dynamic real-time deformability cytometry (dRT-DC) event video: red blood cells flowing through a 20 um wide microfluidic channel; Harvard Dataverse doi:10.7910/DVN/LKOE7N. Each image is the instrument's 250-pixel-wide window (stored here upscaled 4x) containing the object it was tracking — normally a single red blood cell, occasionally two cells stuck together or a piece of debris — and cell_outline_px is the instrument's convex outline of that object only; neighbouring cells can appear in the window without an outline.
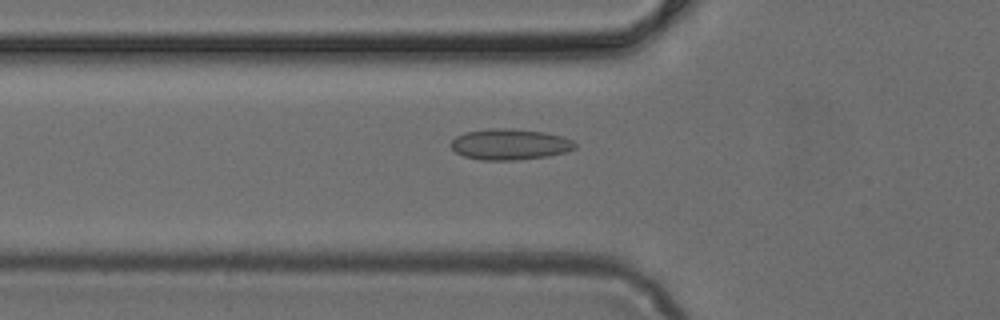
{"species": "common noctule bat (a hibernating species)", "species_latin": "Nyctalus noctula", "temperature_condition": "cold", "stored_images_in_passage": 49, "camera_frame_rate_fps": 3000, "um_per_image_px": 0.085, "animal": {"sex": "female", "body_mass_g": 24.6, "forearm_length_mm": 56.2}, "frame": {"image": 1, "passage_image": 17, "time_ms": 5.333, "image_size_px": [1000, 320], "cell_outline_px": [[576, 148], [568, 152], [548, 156], [516, 160], [480, 160], [464, 156], [456, 152], [448, 144], [456, 136], [464, 132], [492, 128], [512, 128], [544, 132], [560, 136], [572, 140], [576, 144]], "centroid_in_image_um": [43.32, 12.27], "position_along_channel_um": 82.5, "area_um2": 22.54}}
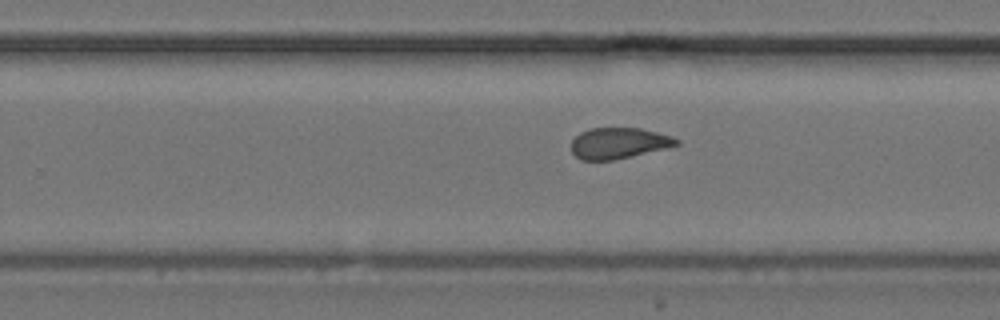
{"frame": {"image": 2, "passage_image": 31, "time_ms": 10.0, "image_size_px": [1000, 320], "cell_outline_px": [[680, 144], [664, 148], [612, 160], [580, 160], [572, 152], [572, 140], [580, 132], [588, 128], [640, 128], [672, 136], [680, 140]], "centroid_in_image_um": [52.56, 12.15], "position_along_channel_um": 277.2, "area_um2": 18.79}}
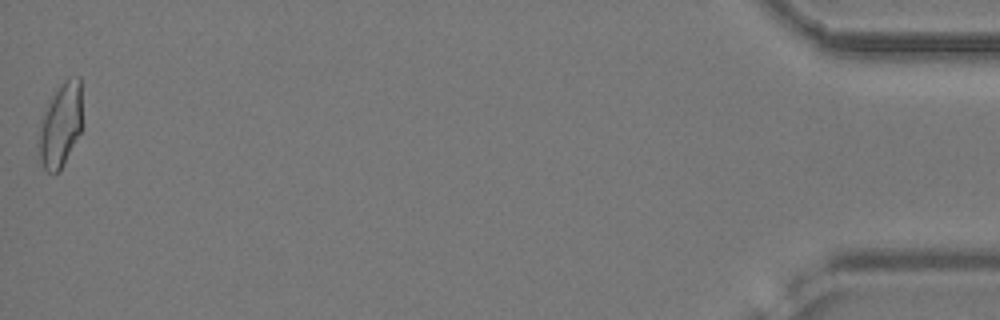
{"frame": {"image": 3, "passage_image": 49, "time_ms": 16.0, "image_size_px": [1000, 320], "cell_outline_px": [[84, 128], [60, 172], [52, 176], [44, 168], [40, 160], [36, 144], [36, 140], [40, 120], [52, 96], [60, 84], [64, 80], [76, 76], [80, 76], [84, 124]], "centroid_in_image_um": [5.17, 10.68], "position_along_channel_um": 430.0, "area_um2": 22.6}}